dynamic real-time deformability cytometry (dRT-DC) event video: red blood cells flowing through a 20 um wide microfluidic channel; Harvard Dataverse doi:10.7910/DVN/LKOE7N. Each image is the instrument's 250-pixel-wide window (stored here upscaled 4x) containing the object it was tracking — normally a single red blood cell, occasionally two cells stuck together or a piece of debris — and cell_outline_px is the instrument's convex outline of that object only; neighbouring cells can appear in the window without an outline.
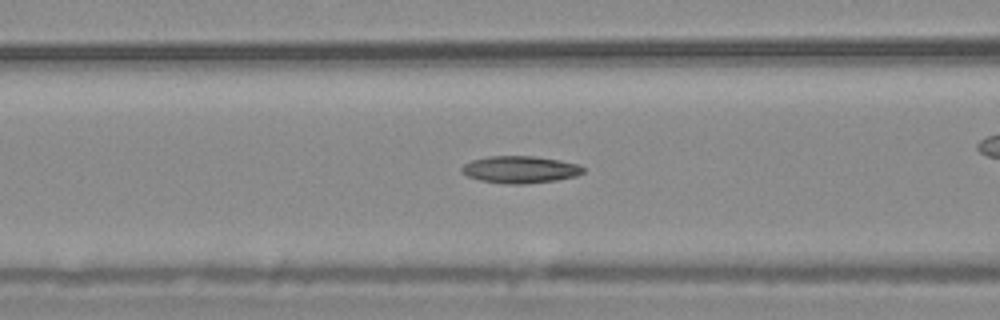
{"species": "common noctule bat (a hibernating species)", "species_latin": "Nyctalus noctula", "temperature_condition": "warm", "stored_images_in_passage": 36, "camera_frame_rate_fps": 3000, "um_per_image_px": 0.085, "animal": {"sex": "male", "body_mass_g": 20.4}, "frame": {"image": 1, "passage_image": 21, "time_ms": 6.667, "image_size_px": [1000, 320], "cell_outline_px": [[584, 172], [576, 176], [556, 180], [528, 184], [504, 184], [480, 180], [468, 176], [460, 172], [460, 168], [464, 164], [472, 160], [488, 156], [532, 156], [560, 160], [580, 164], [584, 168]], "centroid_in_image_um": [44.21, 14.41], "position_along_channel_um": 122.4, "area_um2": 19.36}}